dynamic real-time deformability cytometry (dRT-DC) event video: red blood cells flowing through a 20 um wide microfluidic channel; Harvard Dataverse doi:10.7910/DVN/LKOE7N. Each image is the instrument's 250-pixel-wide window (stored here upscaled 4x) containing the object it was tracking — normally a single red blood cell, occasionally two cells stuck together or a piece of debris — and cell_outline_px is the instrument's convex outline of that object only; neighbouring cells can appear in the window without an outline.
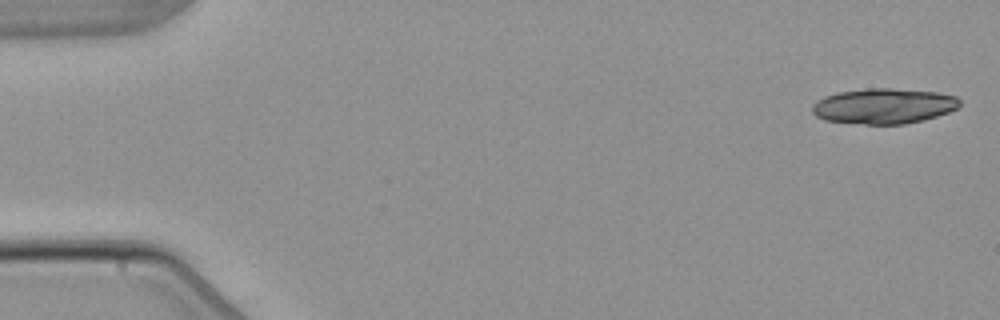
{"species": "common noctule bat (a hibernating species)", "species_latin": "Nyctalus noctula", "temperature_condition": "warm", "stored_images_in_passage": 4, "camera_frame_rate_fps": 3000, "um_per_image_px": 0.085, "animal": {"sex": "male", "body_mass_g": 21.5, "forearm_length_mm": 52.0}, "frame": {"image": 1, "passage_image": 1, "time_ms": 0.0, "image_size_px": [1000, 320], "cell_outline_px": [[960, 104], [956, 108], [948, 112], [924, 120], [904, 124], [864, 124], [824, 120], [816, 116], [812, 112], [812, 104], [816, 100], [824, 96], [836, 92], [868, 88], [892, 88], [936, 92], [956, 96], [960, 100]], "centroid_in_image_um": [75.08, 9.01], "position_along_channel_um": 9.9, "area_um2": 30.52}}